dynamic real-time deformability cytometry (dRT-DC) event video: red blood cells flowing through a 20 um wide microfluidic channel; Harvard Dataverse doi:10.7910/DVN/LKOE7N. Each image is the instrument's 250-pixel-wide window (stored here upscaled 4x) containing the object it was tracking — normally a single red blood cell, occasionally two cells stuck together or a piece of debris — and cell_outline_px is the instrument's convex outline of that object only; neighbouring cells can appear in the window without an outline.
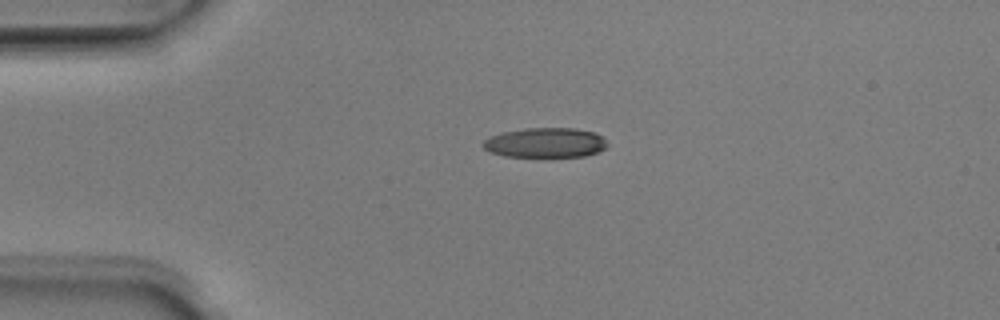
{"species": "Egyptian fruit bat (a non-hibernating species)", "species_latin": "Rousettus aegyptiacus", "temperature_condition": "room temperature", "stored_images_in_passage": 40, "camera_frame_rate_fps": 3000, "um_per_image_px": 0.085, "animal": {"sex": "male"}, "frame": {"image": 1, "passage_image": 1, "time_ms": 0.0, "image_size_px": [1000, 320], "cell_outline_px": [[608, 144], [604, 148], [596, 152], [584, 156], [504, 156], [488, 152], [484, 148], [484, 140], [492, 136], [504, 132], [524, 128], [576, 128], [592, 132], [604, 136]], "centroid_in_image_um": [46.37, 12.12], "position_along_channel_um": 38.6, "area_um2": 21.39}}
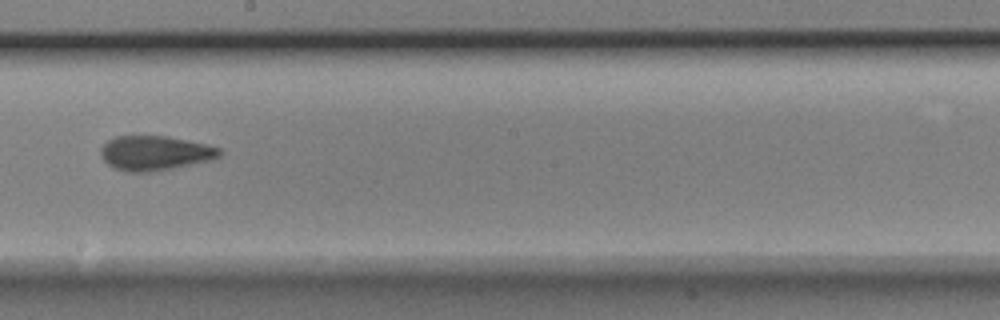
{"frame": {"image": 2, "passage_image": 18, "time_ms": 5.667, "image_size_px": [1000, 320], "cell_outline_px": [[220, 156], [212, 160], [152, 172], [128, 172], [116, 168], [108, 164], [100, 156], [100, 148], [108, 140], [116, 136], [168, 136], [204, 144], [220, 148]], "centroid_in_image_um": [13.14, 13.01], "position_along_channel_um": 235.1, "area_um2": 23.81}}
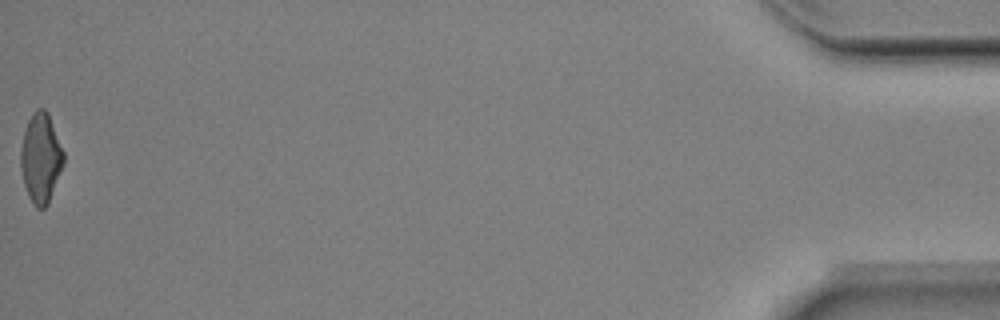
{"frame": {"image": 3, "passage_image": 40, "time_ms": 13.0, "image_size_px": [1000, 320], "cell_outline_px": [[64, 164], [48, 204], [44, 208], [36, 208], [32, 204], [28, 196], [24, 184], [20, 168], [20, 152], [24, 132], [28, 120], [32, 112], [36, 108], [44, 108], [48, 112], [64, 152]], "centroid_in_image_um": [3.46, 13.43], "position_along_channel_um": 431.7, "area_um2": 22.6}, "authors_computed_cell_mechanics": {"area_um2": 23.2067, "velocity_mm_per_s": 4.0299, "shape_relaxation_time_tau1_ms": 6.6214, "shape_relaxation_time_tau2_ms": 2.4924, "deformation_change_tau1": 0.2106, "deformation_change_tau2": 0.0989}}